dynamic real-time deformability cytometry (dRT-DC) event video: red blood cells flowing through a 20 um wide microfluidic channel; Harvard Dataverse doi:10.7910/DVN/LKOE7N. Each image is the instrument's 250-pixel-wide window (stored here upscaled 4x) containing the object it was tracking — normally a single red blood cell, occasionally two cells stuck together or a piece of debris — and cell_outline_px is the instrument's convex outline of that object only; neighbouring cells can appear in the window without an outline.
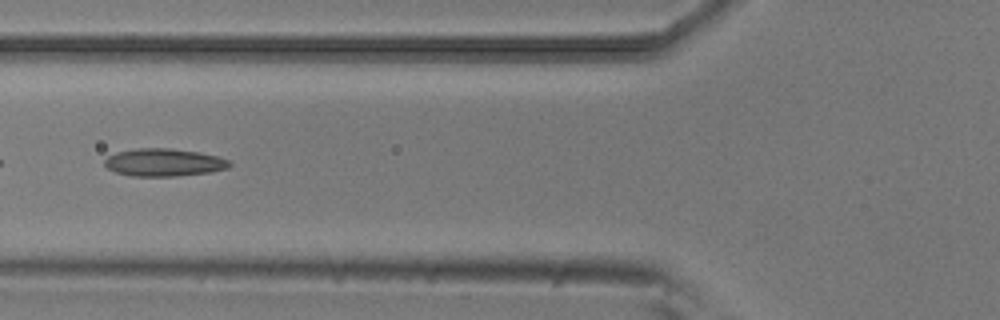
{"species": "common noctule bat (a hibernating species)", "species_latin": "Nyctalus noctula", "temperature_condition": "room temperature", "stored_images_in_passage": 30, "camera_frame_rate_fps": 3000, "um_per_image_px": 0.085, "animal": {"sex": "male", "body_mass_g": 20.5, "forearm_length_mm": 52.5}, "frame": {"image": 1, "passage_image": 9, "time_ms": 2.667, "image_size_px": [1000, 320], "cell_outline_px": [[232, 164], [228, 168], [212, 172], [176, 176], [132, 176], [116, 172], [108, 168], [104, 164], [104, 160], [108, 156], [116, 152], [136, 148], [168, 148], [196, 152], [216, 156], [228, 160]], "centroid_in_image_um": [13.92, 13.81], "position_along_channel_um": 111.9, "area_um2": 20.06}}
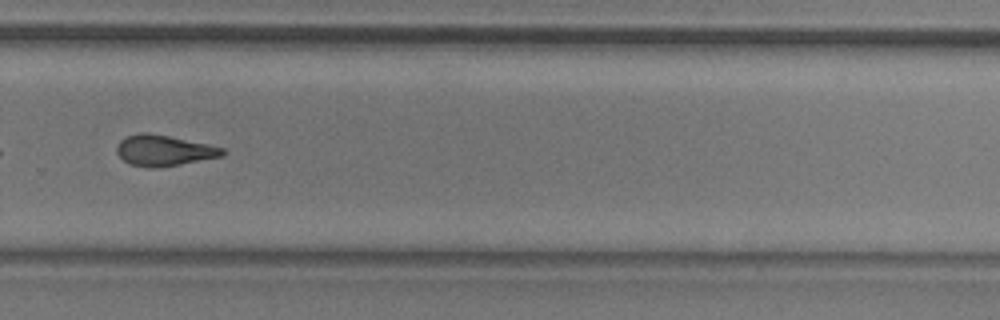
{"frame": {"image": 2, "passage_image": 25, "time_ms": 8.0, "image_size_px": [1000, 320], "cell_outline_px": [[228, 152], [224, 156], [180, 164], [152, 168], [148, 168], [128, 164], [116, 152], [116, 148], [120, 140], [128, 136], [140, 132], [148, 132], [208, 144], [224, 148]], "centroid_in_image_um": [13.95, 12.79], "position_along_channel_um": 315.9, "area_um2": 19.02}, "authors_computed_cell_mechanics": {"area_um2": 19.1607, "velocity_mm_per_s": 3.8292, "shape_relaxation_time_tau1_ms": 5.9708, "shape_relaxation_time_tau2_ms": 4.2551, "deformation_change_tau1": 0.1664, "deformation_change_tau2": 0.1262}}